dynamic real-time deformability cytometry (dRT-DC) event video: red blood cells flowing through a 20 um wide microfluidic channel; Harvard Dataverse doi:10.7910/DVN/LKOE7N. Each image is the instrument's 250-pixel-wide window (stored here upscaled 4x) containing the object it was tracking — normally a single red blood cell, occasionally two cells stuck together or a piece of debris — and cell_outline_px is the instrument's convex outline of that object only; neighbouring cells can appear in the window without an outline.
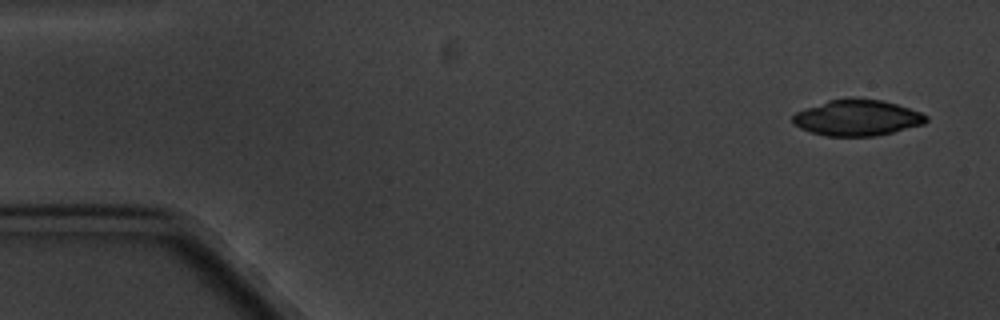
{"species": "common noctule bat (a hibernating species)", "species_latin": "Nyctalus noctula", "temperature_condition": "cold", "stored_images_in_passage": 4, "camera_frame_rate_fps": 3000, "um_per_image_px": 0.085, "animal": {"sex": "male", "body_mass_g": 20.1, "forearm_length_mm": 53.5}, "frame": {"image": 1, "passage_image": 1, "time_ms": 0.0, "image_size_px": [1000, 320], "cell_outline_px": [[928, 120], [924, 124], [876, 136], [824, 136], [800, 128], [792, 124], [792, 116], [796, 112], [828, 100], [880, 100], [896, 104], [920, 112], [928, 116]], "centroid_in_image_um": [72.85, 10.04], "position_along_channel_um": 12.2, "area_um2": 27.4}}